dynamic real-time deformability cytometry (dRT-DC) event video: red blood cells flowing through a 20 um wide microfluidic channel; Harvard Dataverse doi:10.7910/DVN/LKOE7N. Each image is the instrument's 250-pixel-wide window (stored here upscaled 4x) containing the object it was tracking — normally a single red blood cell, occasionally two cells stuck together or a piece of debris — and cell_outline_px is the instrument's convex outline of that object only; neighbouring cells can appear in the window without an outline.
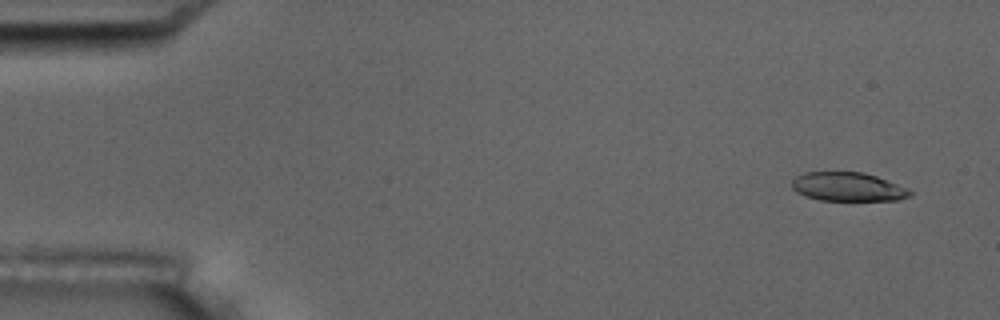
{"species": "common noctule bat (a hibernating species)", "species_latin": "Nyctalus noctula", "temperature_condition": "room temperature", "stored_images_in_passage": 4, "camera_frame_rate_fps": 3000, "um_per_image_px": 0.085, "animal": {"sex": "male", "body_mass_g": 17.5, "forearm_length_mm": 52.3}, "frame": {"image": 1, "passage_image": 2, "time_ms": 1.0, "image_size_px": [1000, 320], "cell_outline_px": [[912, 196], [900, 200], [820, 200], [804, 196], [796, 192], [792, 188], [792, 180], [796, 176], [804, 172], [864, 172], [876, 176], [908, 188], [912, 192]], "centroid_in_image_um": [72.07, 15.88], "position_along_channel_um": 12.9, "area_um2": 19.94}}